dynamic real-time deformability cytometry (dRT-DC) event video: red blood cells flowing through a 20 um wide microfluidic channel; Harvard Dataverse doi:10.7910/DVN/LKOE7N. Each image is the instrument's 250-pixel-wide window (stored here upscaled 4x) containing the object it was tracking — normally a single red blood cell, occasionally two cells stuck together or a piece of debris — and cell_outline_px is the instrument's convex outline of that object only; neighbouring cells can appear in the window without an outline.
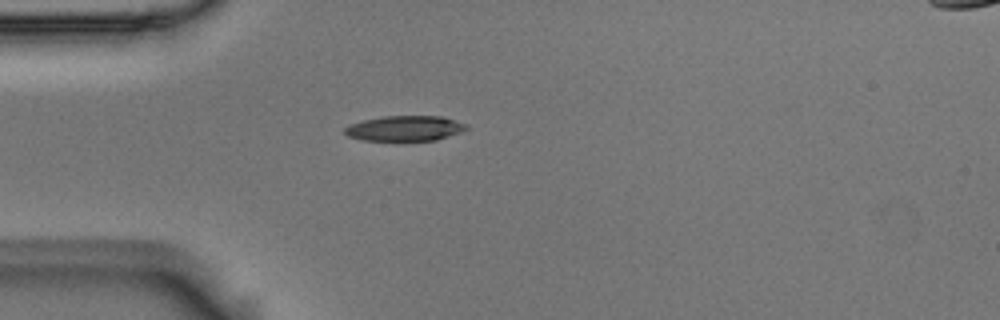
{"species": "Egyptian fruit bat (a non-hibernating species)", "species_latin": "Rousettus aegyptiacus", "temperature_condition": "room temperature", "stored_images_in_passage": 41, "camera_frame_rate_fps": 3000, "um_per_image_px": 0.085, "animal": {"sex": "male"}, "frame": {"image": 1, "passage_image": 2, "time_ms": 0.333, "image_size_px": [1000, 320], "cell_outline_px": [[468, 128], [460, 132], [436, 140], [360, 140], [348, 136], [344, 132], [344, 128], [348, 124], [364, 120], [384, 116], [440, 116], [468, 124]], "centroid_in_image_um": [34.39, 10.9], "position_along_channel_um": 50.6, "area_um2": 17.8}}
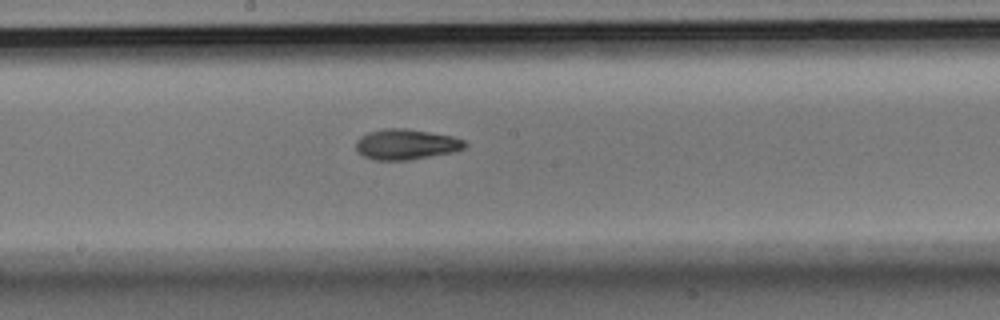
{"frame": {"image": 2, "passage_image": 16, "time_ms": 5.0, "image_size_px": [1000, 320], "cell_outline_px": [[468, 144], [464, 148], [452, 152], [408, 160], [372, 160], [364, 156], [356, 148], [356, 140], [360, 136], [368, 132], [388, 128], [404, 128], [452, 136], [464, 140]], "centroid_in_image_um": [34.5, 12.27], "position_along_channel_um": 213.7, "area_um2": 19.19}}
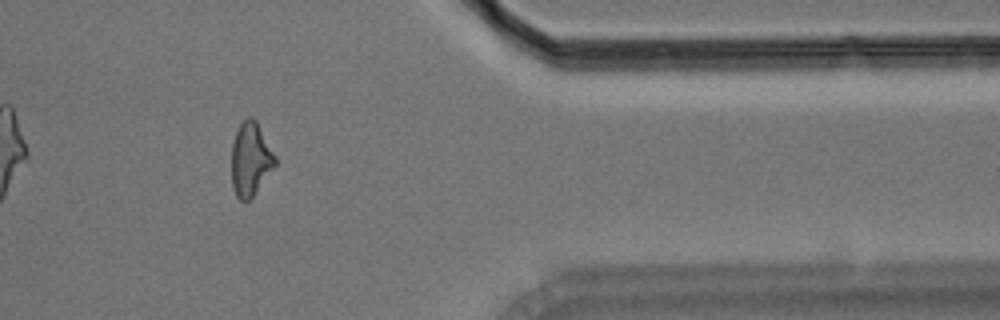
{"frame": {"image": 3, "passage_image": 32, "time_ms": 10.333, "image_size_px": [1000, 320], "cell_outline_px": [[276, 164], [252, 196], [248, 200], [240, 200], [236, 196], [232, 188], [232, 144], [236, 132], [240, 124], [248, 116], [252, 116], [256, 120], [276, 156]], "centroid_in_image_um": [21.29, 13.51], "position_along_channel_um": 390.1, "area_um2": 18.44}, "authors_computed_cell_mechanics": {"area_um2": 18.785, "velocity_mm_per_s": 3.6879, "shape_relaxation_time_tau1_ms": 5.0868, "shape_relaxation_time_tau2_ms": 3.5175, "deformation_change_tau1": 0.1713, "deformation_change_tau2": 0.1015}}